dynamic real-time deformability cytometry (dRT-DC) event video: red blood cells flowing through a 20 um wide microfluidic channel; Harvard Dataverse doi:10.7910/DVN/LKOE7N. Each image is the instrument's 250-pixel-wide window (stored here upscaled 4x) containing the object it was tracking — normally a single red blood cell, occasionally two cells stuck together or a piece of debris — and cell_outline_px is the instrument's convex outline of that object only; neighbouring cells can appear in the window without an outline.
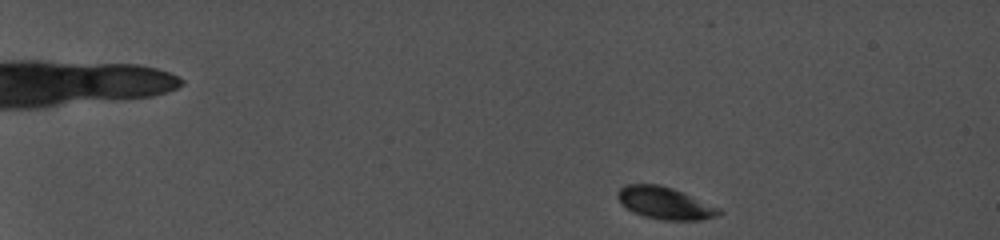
{"species": "common noctule bat (a hibernating species)", "species_latin": "Nyctalus noctula", "temperature_condition": "cold", "stored_images_in_passage": 35, "camera_frame_rate_fps": 5000, "um_per_image_px": 0.085, "animal": {"sex": "female", "body_mass_g": 19.0, "forearm_length_mm": 56.7}, "frame": {"image": 1, "passage_image": 2, "time_ms": 0.4, "image_size_px": [1000, 240], "cell_outline_px": [[724, 212], [716, 216], [700, 220], [664, 220], [644, 216], [632, 212], [620, 204], [616, 196], [616, 192], [624, 184], [660, 184], [672, 188], [720, 208]], "centroid_in_image_um": [56.47, 17.26], "position_along_channel_um": 28.5, "area_um2": 19.07}}
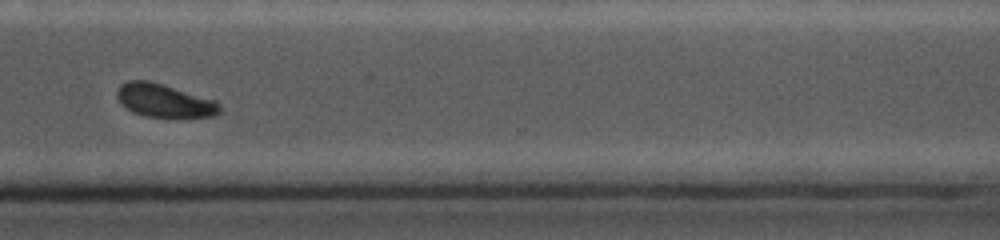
{"frame": {"image": 2, "passage_image": 32, "time_ms": 13.4, "image_size_px": [1000, 240], "cell_outline_px": [[224, 112], [212, 116], [144, 116], [132, 112], [120, 104], [116, 96], [116, 92], [120, 84], [128, 80], [148, 80], [216, 100], [220, 104]], "centroid_in_image_um": [13.95, 8.54], "position_along_channel_um": 356.7, "area_um2": 19.88}}
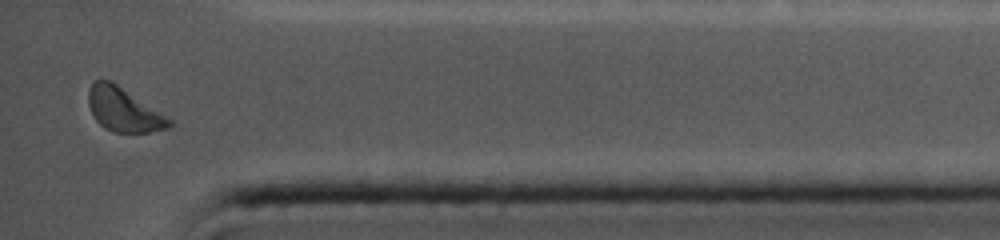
{"frame": {"image": 3, "passage_image": 35, "time_ms": 15.2, "image_size_px": [1000, 240], "cell_outline_px": [[172, 124], [168, 128], [148, 132], [112, 132], [104, 128], [96, 120], [88, 104], [88, 92], [92, 84], [96, 80], [112, 80], [172, 120]], "centroid_in_image_um": [10.49, 9.32], "position_along_channel_um": 424.7, "area_um2": 20.4}, "authors_computed_cell_mechanics": {"area_um2": 20.1722, "velocity_mm_per_s": 3.8382, "shape_relaxation_time_tau1_ms": 1.4177, "shape_relaxation_time_tau2_ms": null, "deformation_change_tau1": 0.0769, "deformation_change_tau2": null}}